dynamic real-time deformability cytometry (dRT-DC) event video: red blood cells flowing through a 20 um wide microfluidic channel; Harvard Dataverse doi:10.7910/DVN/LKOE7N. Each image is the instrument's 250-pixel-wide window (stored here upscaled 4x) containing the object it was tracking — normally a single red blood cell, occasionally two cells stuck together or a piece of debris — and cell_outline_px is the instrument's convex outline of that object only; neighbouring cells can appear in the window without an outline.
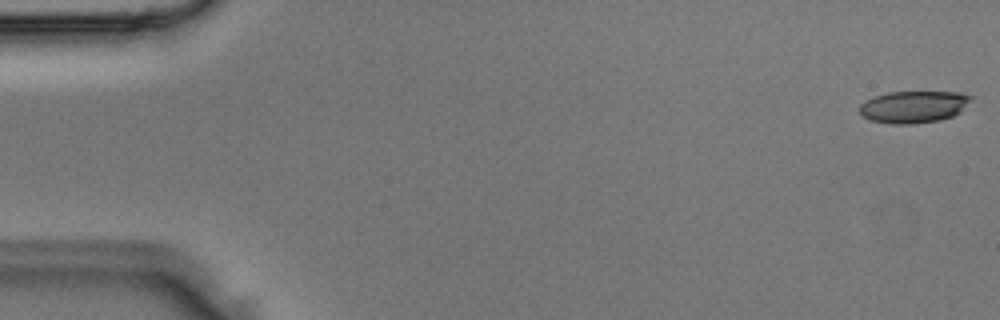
{"species": "Egyptian fruit bat (a non-hibernating species)", "species_latin": "Rousettus aegyptiacus", "temperature_condition": "room temperature", "stored_images_in_passage": 2, "camera_frame_rate_fps": 3000, "um_per_image_px": 0.085, "animal": {"sex": "male"}, "frame": {"image": 1, "passage_image": 2, "time_ms": 0.333, "image_size_px": [1000, 320], "cell_outline_px": [[972, 96], [960, 112], [952, 116], [940, 120], [912, 124], [892, 124], [872, 120], [864, 116], [860, 112], [860, 104], [876, 96], [888, 92], [960, 92]], "centroid_in_image_um": [77.66, 9.08], "position_along_channel_um": 7.3, "area_um2": 20.46}}